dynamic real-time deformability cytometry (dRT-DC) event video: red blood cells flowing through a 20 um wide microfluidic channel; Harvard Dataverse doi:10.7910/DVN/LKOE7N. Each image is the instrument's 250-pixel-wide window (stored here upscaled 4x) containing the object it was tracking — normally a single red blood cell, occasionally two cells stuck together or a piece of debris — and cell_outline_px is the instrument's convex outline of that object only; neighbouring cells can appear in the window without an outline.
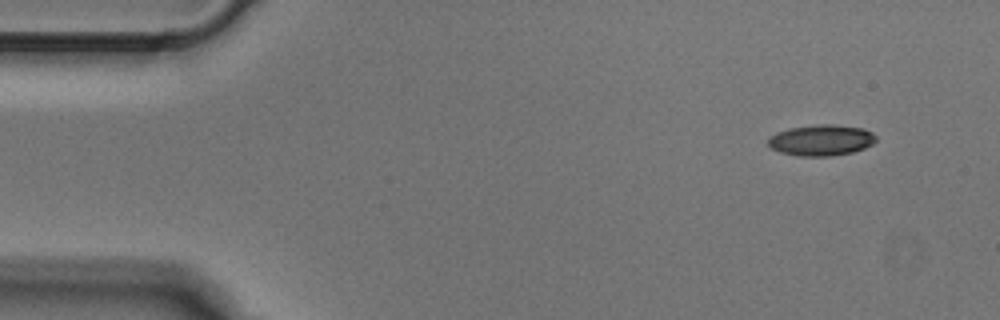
{"species": "Egyptian fruit bat (a non-hibernating species)", "species_latin": "Rousettus aegyptiacus", "temperature_condition": "cold", "stored_images_in_passage": 4, "segment_of_instrument_passage": [1, 2], "camera_frame_rate_fps": 3000, "um_per_image_px": 0.085, "animal": {"sex": "male"}, "frame": {"image": 1, "passage_image": 1, "time_ms": 0.0, "image_size_px": [1000, 320], "cell_outline_px": [[876, 140], [872, 144], [864, 148], [852, 152], [832, 156], [796, 156], [780, 152], [772, 148], [768, 144], [768, 140], [776, 132], [788, 128], [816, 124], [836, 124], [864, 128], [872, 132], [876, 136]], "centroid_in_image_um": [69.82, 11.9], "position_along_channel_um": 15.2, "area_um2": 19.65}}
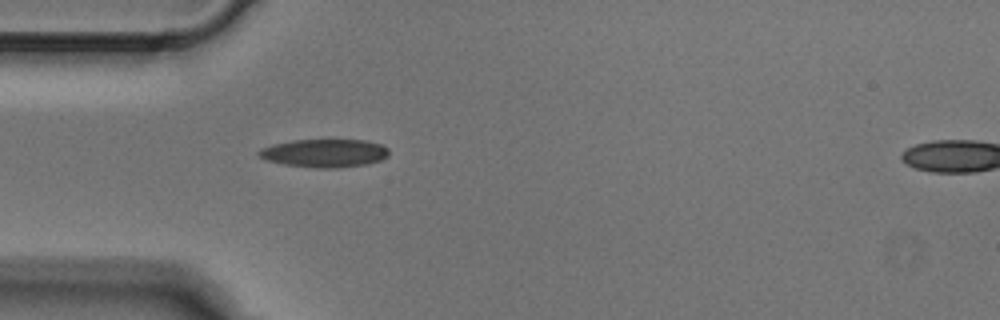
{"frame": {"image": 2, "passage_image": 3, "time_ms": 0.667, "image_size_px": [1000, 320], "cell_outline_px": [[388, 156], [380, 160], [368, 164], [336, 168], [316, 168], [284, 164], [268, 160], [256, 156], [256, 152], [260, 148], [272, 144], [292, 140], [368, 140], [380, 144], [388, 148]], "centroid_in_image_um": [27.56, 13.01], "position_along_channel_um": 57.4, "area_um2": 21.5}}